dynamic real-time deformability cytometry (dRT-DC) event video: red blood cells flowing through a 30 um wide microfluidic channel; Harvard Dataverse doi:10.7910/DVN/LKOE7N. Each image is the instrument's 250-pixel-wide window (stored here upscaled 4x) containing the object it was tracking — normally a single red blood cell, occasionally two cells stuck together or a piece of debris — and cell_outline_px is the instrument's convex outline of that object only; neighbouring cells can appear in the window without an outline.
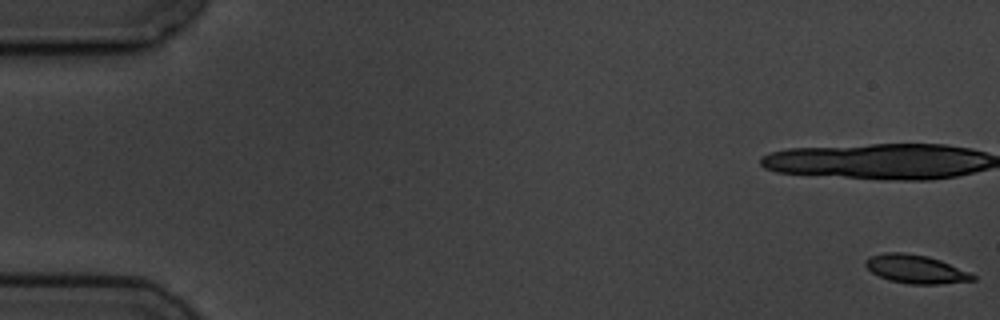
{"species": "common noctule bat (a hibernating species)", "species_latin": "Nyctalus noctula", "temperature_condition": "cold", "stored_images_in_passage": 6, "camera_frame_rate_fps": 3000, "um_per_image_px": 0.085, "animal": {"sex": "male", "body_mass_g": 19.5, "forearm_length_mm": 54.6}, "frame": {"image": 1, "passage_image": 1, "time_ms": 0.0, "image_size_px": [1000, 320], "cell_outline_px": [[976, 280], [940, 284], [908, 284], [888, 280], [872, 272], [864, 264], [864, 260], [868, 256], [884, 252], [904, 252], [928, 256], [940, 260], [968, 272], [976, 276]], "centroid_in_image_um": [77.8, 22.87], "position_along_channel_um": 7.2, "area_um2": 17.86}}